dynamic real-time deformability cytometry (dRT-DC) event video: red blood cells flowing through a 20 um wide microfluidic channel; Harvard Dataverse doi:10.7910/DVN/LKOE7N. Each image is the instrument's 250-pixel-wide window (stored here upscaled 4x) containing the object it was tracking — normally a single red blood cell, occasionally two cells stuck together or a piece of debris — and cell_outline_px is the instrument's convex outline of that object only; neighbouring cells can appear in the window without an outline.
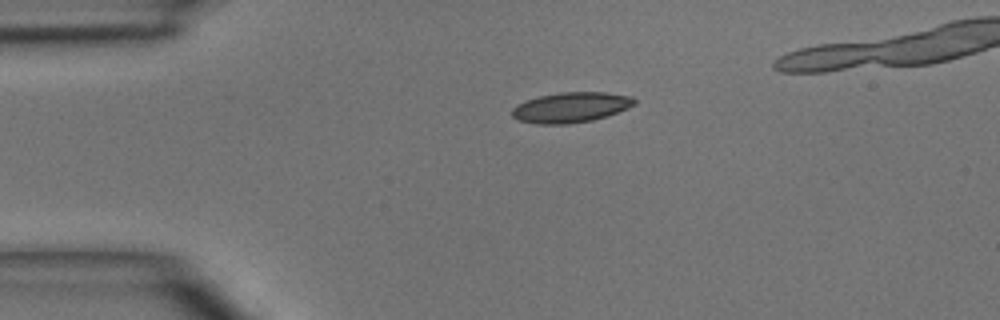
{"species": "common noctule bat (a hibernating species)", "species_latin": "Nyctalus noctula", "temperature_condition": "room temperature", "stored_images_in_passage": 3, "camera_frame_rate_fps": 3000, "um_per_image_px": 0.085, "animal": {"sex": "male", "body_mass_g": 15.6}, "frame": {"image": 1, "passage_image": 1, "time_ms": 0.0, "image_size_px": [1000, 320], "cell_outline_px": [[636, 104], [628, 108], [592, 120], [568, 124], [536, 124], [520, 120], [512, 116], [512, 108], [516, 104], [540, 96], [560, 92], [604, 92], [632, 96], [636, 100]], "centroid_in_image_um": [48.53, 9.12], "position_along_channel_um": 36.5, "area_um2": 21.44}}